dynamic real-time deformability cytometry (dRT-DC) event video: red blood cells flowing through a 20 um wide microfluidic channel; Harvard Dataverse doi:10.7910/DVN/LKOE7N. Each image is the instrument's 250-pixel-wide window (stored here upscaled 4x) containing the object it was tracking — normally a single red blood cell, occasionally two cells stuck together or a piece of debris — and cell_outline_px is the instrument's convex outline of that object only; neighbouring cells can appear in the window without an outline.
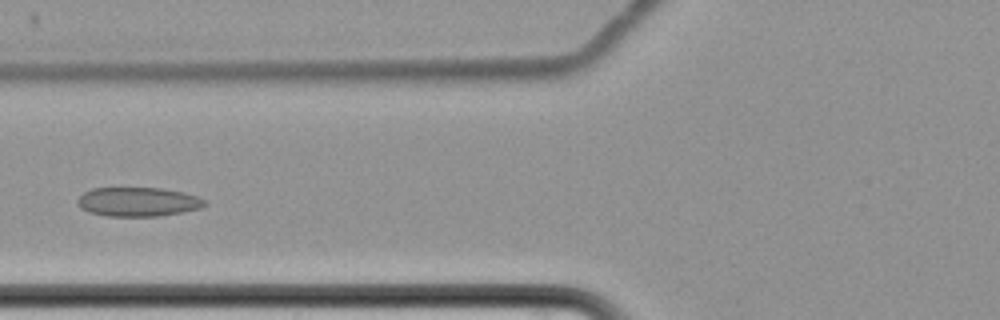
{"species": "common noctule bat (a hibernating species)", "species_latin": "Nyctalus noctula", "temperature_condition": "cold", "stored_images_in_passage": 7, "camera_frame_rate_fps": 3000, "um_per_image_px": 0.085, "animal": {"sex": "female", "body_mass_g": 22.7, "forearm_length_mm": 54.2}, "frame": {"image": 1, "passage_image": 6, "time_ms": 6.667, "image_size_px": [1000, 320], "cell_outline_px": [[208, 204], [200, 208], [180, 212], [156, 216], [104, 216], [88, 212], [80, 208], [76, 200], [84, 192], [92, 188], [164, 188], [184, 192], [196, 196], [204, 200]], "centroid_in_image_um": [11.7, 17.15], "position_along_channel_um": 114.1, "area_um2": 21.62}}
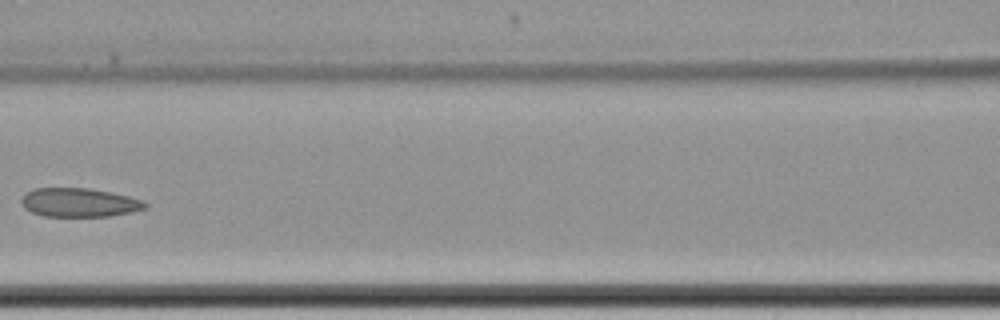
{"frame": {"image": 2, "passage_image": 7, "time_ms": 8.0, "image_size_px": [1000, 320], "cell_outline_px": [[148, 208], [132, 212], [108, 216], [44, 216], [32, 212], [24, 208], [20, 204], [20, 200], [28, 192], [36, 188], [88, 188], [112, 192], [144, 200], [148, 204]], "centroid_in_image_um": [6.77, 17.21], "position_along_channel_um": 159.8, "area_um2": 20.87}}